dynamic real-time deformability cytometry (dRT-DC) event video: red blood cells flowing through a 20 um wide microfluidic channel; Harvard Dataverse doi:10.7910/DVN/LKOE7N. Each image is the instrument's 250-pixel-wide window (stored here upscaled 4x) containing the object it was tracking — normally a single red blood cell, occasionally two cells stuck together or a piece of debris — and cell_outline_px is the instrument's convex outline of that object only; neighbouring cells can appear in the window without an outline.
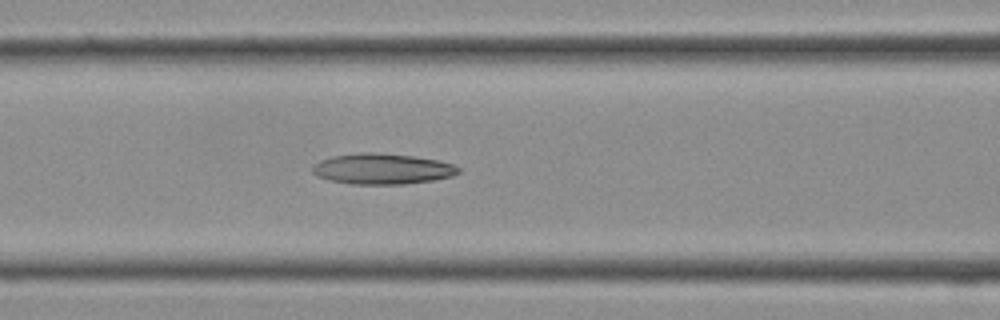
{"species": "Egyptian fruit bat (a non-hibernating species)", "species_latin": "Rousettus aegyptiacus", "temperature_condition": "cold", "stored_images_in_passage": 15, "camera_frame_rate_fps": 3000, "um_per_image_px": 0.085, "frame": {"image": 1, "passage_image": 11, "time_ms": 3.333, "image_size_px": [1000, 320], "cell_outline_px": [[460, 172], [452, 176], [432, 180], [404, 184], [352, 184], [328, 180], [316, 176], [312, 172], [312, 164], [320, 160], [332, 156], [360, 152], [368, 152], [412, 156], [436, 160], [452, 164], [460, 168]], "centroid_in_image_um": [32.43, 14.36], "position_along_channel_um": 134.2, "area_um2": 26.07}}
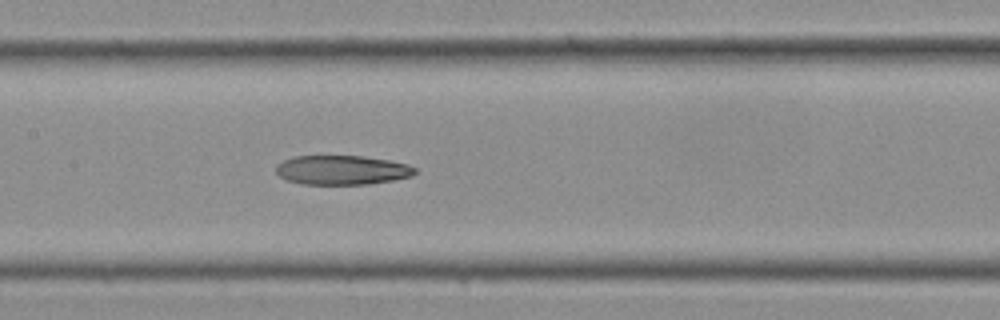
{"frame": {"image": 2, "passage_image": 13, "time_ms": 4.0, "image_size_px": [1000, 320], "cell_outline_px": [[416, 172], [412, 176], [392, 180], [368, 184], [304, 184], [288, 180], [280, 176], [276, 172], [276, 164], [292, 156], [364, 156], [388, 160], [408, 164], [416, 168]], "centroid_in_image_um": [29.07, 14.44], "position_along_channel_um": 178.3, "area_um2": 23.7}}
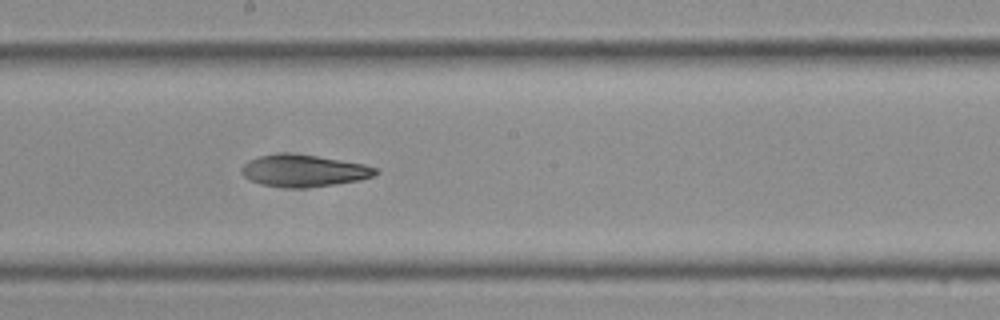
{"frame": {"image": 3, "passage_image": 15, "time_ms": 4.667, "image_size_px": [1000, 320], "cell_outline_px": [[380, 172], [376, 176], [360, 180], [336, 184], [304, 188], [288, 188], [260, 184], [248, 180], [240, 172], [240, 168], [248, 160], [260, 156], [284, 152], [316, 156], [364, 164], [376, 168]], "centroid_in_image_um": [25.8, 14.52], "position_along_channel_um": 222.4, "area_um2": 25.2}}